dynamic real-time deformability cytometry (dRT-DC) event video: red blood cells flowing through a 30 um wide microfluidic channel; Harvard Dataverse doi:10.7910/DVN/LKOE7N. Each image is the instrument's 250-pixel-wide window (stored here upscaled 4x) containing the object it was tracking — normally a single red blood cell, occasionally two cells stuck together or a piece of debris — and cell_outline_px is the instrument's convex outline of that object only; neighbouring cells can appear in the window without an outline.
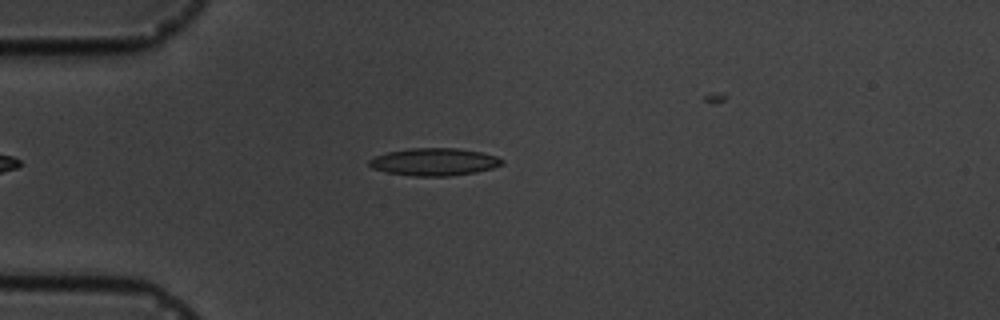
{"species": "common noctule bat (a hibernating species)", "species_latin": "Nyctalus noctula", "temperature_condition": "cold", "stored_images_in_passage": 2, "camera_frame_rate_fps": 3000, "um_per_image_px": 0.085, "animal": {"sex": "male", "body_mass_g": 19.5, "forearm_length_mm": 54.6}, "frame": {"image": 1, "passage_image": 1, "time_ms": 0.0, "image_size_px": [1000, 320], "cell_outline_px": [[504, 164], [492, 168], [476, 172], [448, 176], [416, 176], [388, 172], [372, 168], [368, 164], [368, 160], [376, 156], [388, 152], [412, 148], [456, 148], [480, 152], [496, 156], [504, 160]], "centroid_in_image_um": [36.93, 13.76], "position_along_channel_um": 48.1, "area_um2": 21.1}}